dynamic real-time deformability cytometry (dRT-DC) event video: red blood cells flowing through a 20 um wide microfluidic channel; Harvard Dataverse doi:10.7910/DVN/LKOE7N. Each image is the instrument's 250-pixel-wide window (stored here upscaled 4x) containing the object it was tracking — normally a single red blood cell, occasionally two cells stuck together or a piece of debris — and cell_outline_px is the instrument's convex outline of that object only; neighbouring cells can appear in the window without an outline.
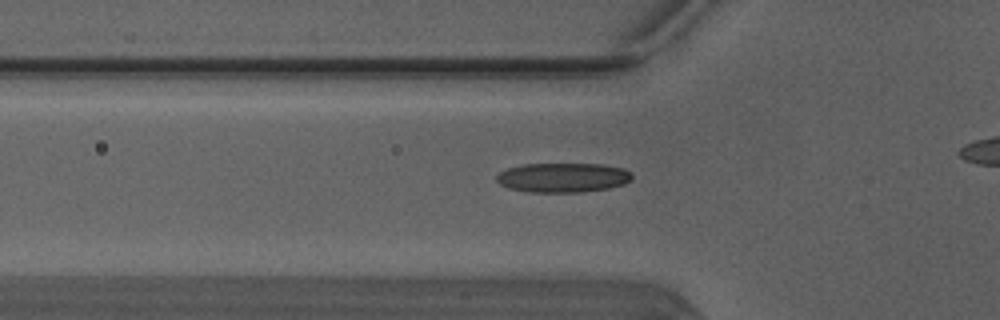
{"species": "Egyptian fruit bat (a non-hibernating species)", "species_latin": "Rousettus aegyptiacus", "temperature_condition": "warm", "stored_images_in_passage": 28, "segment_of_instrument_passage": [1, 2], "camera_frame_rate_fps": 3000, "um_per_image_px": 0.085, "animal": {"sex": "male"}, "frame": {"image": 1, "passage_image": 13, "time_ms": 4.0, "image_size_px": [1000, 320], "cell_outline_px": [[632, 180], [624, 184], [608, 188], [580, 192], [528, 192], [508, 188], [500, 184], [496, 180], [496, 176], [500, 172], [508, 168], [524, 164], [604, 164], [624, 168], [632, 172]], "centroid_in_image_um": [47.87, 15.09], "position_along_channel_um": 77.9, "area_um2": 23.41}}
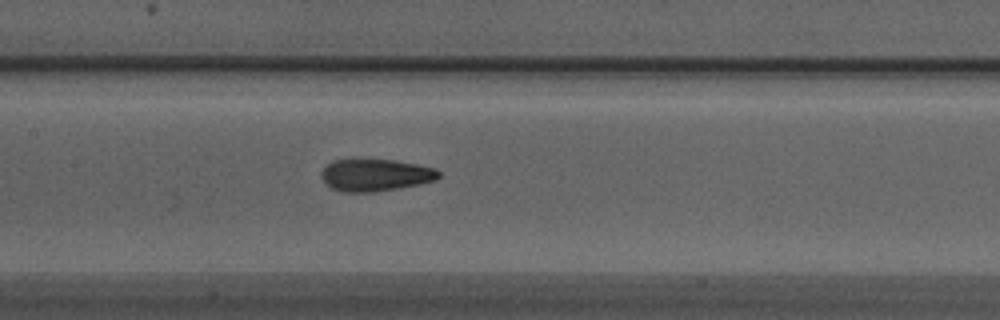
{"frame": {"image": 2, "passage_image": 20, "time_ms": 6.333, "image_size_px": [1000, 320], "cell_outline_px": [[440, 176], [436, 180], [420, 184], [376, 192], [344, 192], [332, 188], [324, 180], [324, 168], [332, 160], [392, 160], [416, 164], [436, 168], [440, 172]], "centroid_in_image_um": [31.98, 14.89], "position_along_channel_um": 175.4, "area_um2": 21.62}}
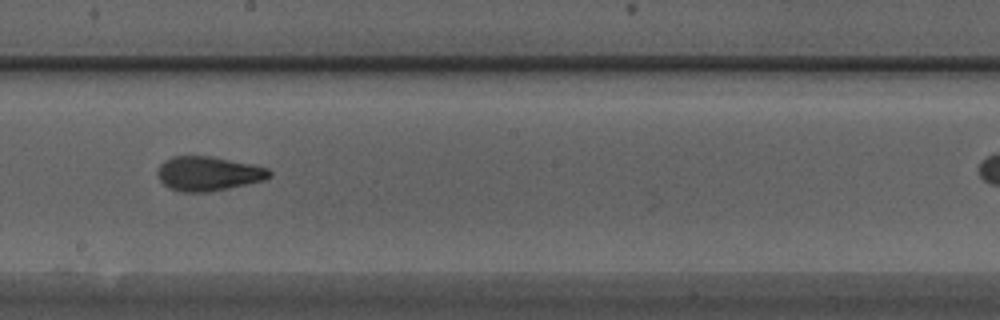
{"frame": {"image": 3, "passage_image": 24, "time_ms": 7.667, "image_size_px": [1000, 320], "cell_outline_px": [[272, 176], [264, 180], [228, 188], [208, 192], [180, 192], [168, 188], [160, 180], [156, 172], [160, 164], [164, 160], [172, 156], [212, 156], [252, 164], [268, 168], [272, 172]], "centroid_in_image_um": [17.69, 14.75], "position_along_channel_um": 230.5, "area_um2": 22.54}}